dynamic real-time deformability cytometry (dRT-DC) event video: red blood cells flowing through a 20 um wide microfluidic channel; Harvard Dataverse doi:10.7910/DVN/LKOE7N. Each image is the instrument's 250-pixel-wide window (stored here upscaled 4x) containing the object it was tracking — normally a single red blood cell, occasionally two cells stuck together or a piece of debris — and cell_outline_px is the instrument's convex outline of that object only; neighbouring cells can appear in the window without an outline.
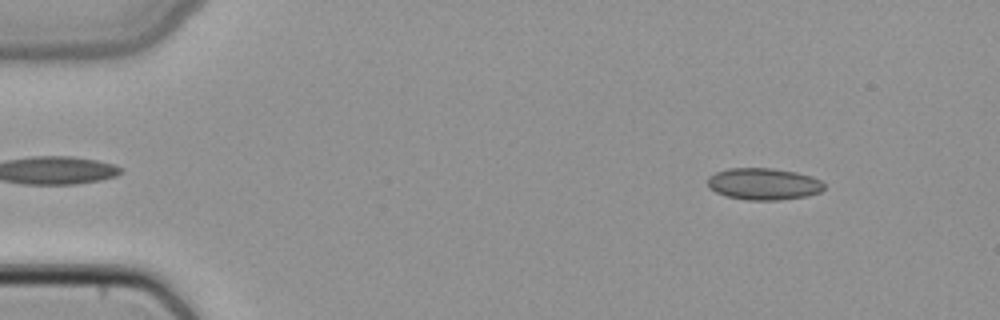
{"species": "common noctule bat (a hibernating species)", "species_latin": "Nyctalus noctula", "temperature_condition": "cold", "stored_images_in_passage": 49, "camera_frame_rate_fps": 3000, "um_per_image_px": 0.085, "animal": {"sex": "female", "body_mass_g": 22.7, "forearm_length_mm": 54.2}, "frame": {"image": 1, "passage_image": 6, "time_ms": 1.667, "image_size_px": [1000, 320], "cell_outline_px": [[824, 188], [820, 192], [804, 196], [780, 200], [748, 200], [728, 196], [716, 192], [708, 188], [708, 176], [716, 172], [728, 168], [772, 168], [796, 172], [812, 176], [820, 180], [824, 184]], "centroid_in_image_um": [64.89, 15.63], "position_along_channel_um": 20.1, "area_um2": 21.56}}
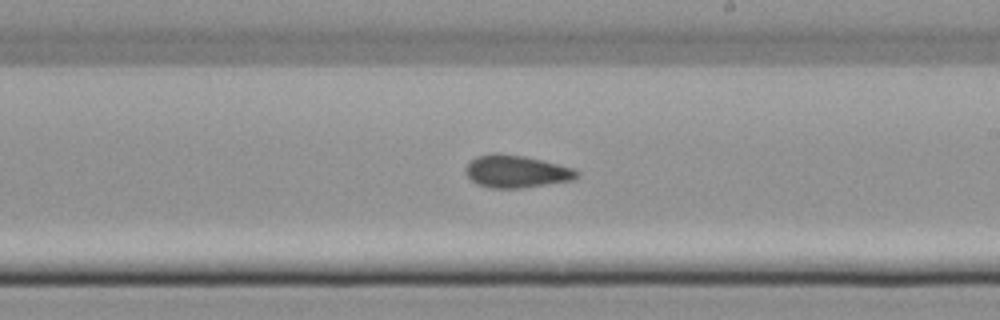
{"frame": {"image": 2, "passage_image": 29, "time_ms": 9.333, "image_size_px": [1000, 320], "cell_outline_px": [[580, 176], [572, 180], [524, 188], [488, 188], [476, 184], [464, 172], [464, 168], [476, 156], [492, 152], [496, 152], [524, 156], [572, 168], [580, 172]], "centroid_in_image_um": [43.85, 14.58], "position_along_channel_um": 245.2, "area_um2": 21.15}}
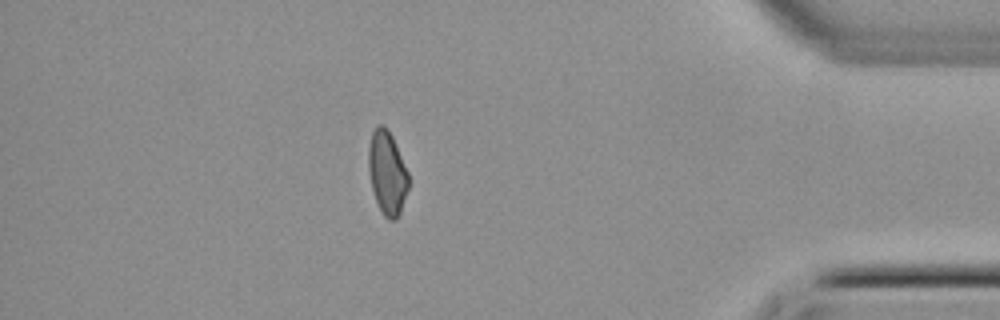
{"frame": {"image": 3, "passage_image": 43, "time_ms": 14.0, "image_size_px": [1000, 320], "cell_outline_px": [[408, 188], [400, 212], [396, 220], [388, 220], [384, 216], [376, 200], [372, 188], [368, 172], [368, 148], [372, 132], [376, 124], [384, 124], [392, 136], [408, 172]], "centroid_in_image_um": [32.89, 14.66], "position_along_channel_um": 402.3, "area_um2": 19.42}}